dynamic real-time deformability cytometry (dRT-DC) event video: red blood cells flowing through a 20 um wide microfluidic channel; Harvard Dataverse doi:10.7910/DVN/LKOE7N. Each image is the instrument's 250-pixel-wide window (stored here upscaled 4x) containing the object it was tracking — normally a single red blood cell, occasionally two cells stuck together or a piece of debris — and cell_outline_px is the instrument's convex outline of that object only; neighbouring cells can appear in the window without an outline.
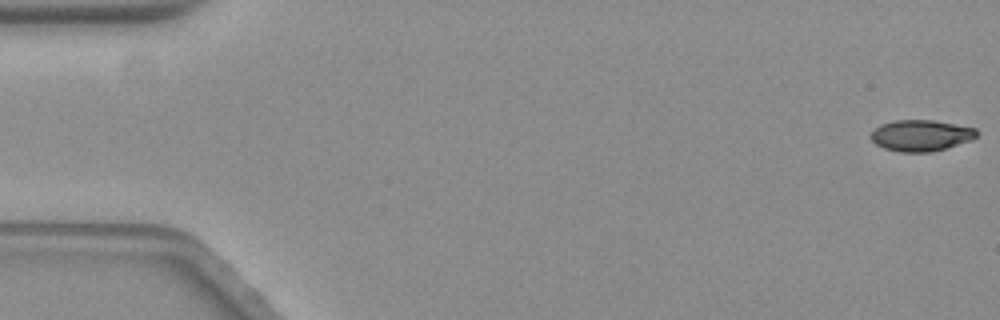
{"species": "common noctule bat (a hibernating species)", "species_latin": "Nyctalus noctula", "temperature_condition": "warm", "stored_images_in_passage": 34, "camera_frame_rate_fps": 3000, "um_per_image_px": 0.085, "animal": {"sex": "female", "body_mass_g": 19.3, "forearm_length_mm": 54.1}, "frame": {"image": 1, "passage_image": 1, "time_ms": 0.0, "image_size_px": [1000, 320], "cell_outline_px": [[976, 136], [972, 140], [932, 152], [900, 152], [884, 148], [876, 144], [872, 140], [872, 132], [880, 124], [896, 120], [932, 120], [976, 128]], "centroid_in_image_um": [78.28, 11.52], "position_along_channel_um": 6.7, "area_um2": 19.07}}
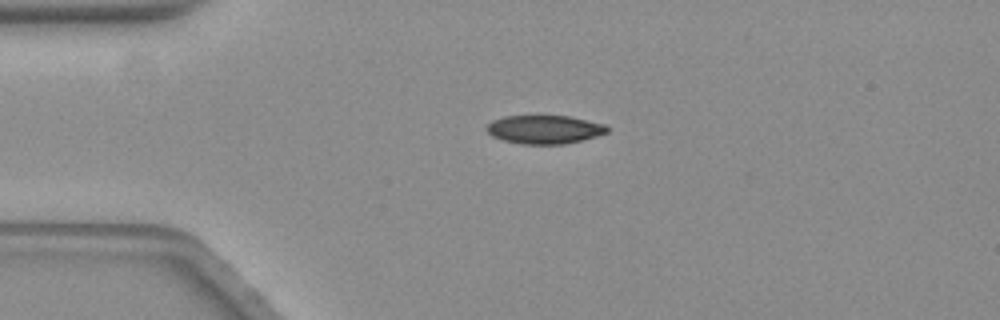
{"frame": {"image": 2, "passage_image": 14, "time_ms": 4.333, "image_size_px": [1000, 320], "cell_outline_px": [[608, 132], [580, 140], [564, 144], [520, 144], [504, 140], [492, 136], [484, 128], [492, 120], [504, 116], [568, 116], [604, 124], [608, 128]], "centroid_in_image_um": [46.22, 11.0], "position_along_channel_um": 38.8, "area_um2": 19.83}}
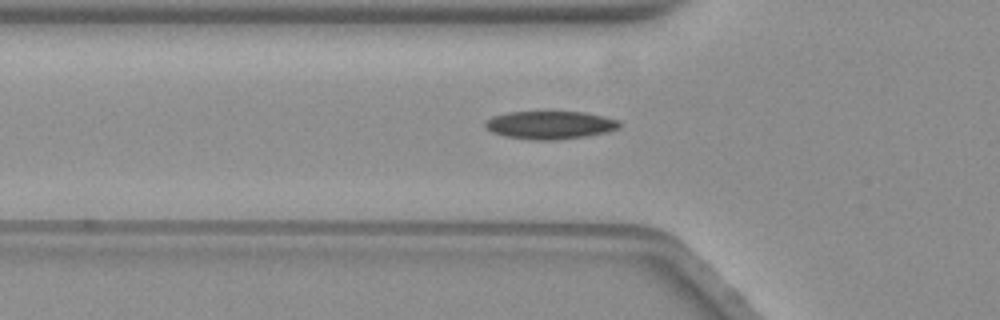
{"frame": {"image": 3, "passage_image": 20, "time_ms": 6.333, "image_size_px": [1000, 320], "cell_outline_px": [[620, 128], [608, 132], [584, 136], [556, 140], [532, 140], [504, 136], [492, 132], [484, 124], [492, 116], [508, 112], [584, 112], [620, 120]], "centroid_in_image_um": [46.77, 10.63], "position_along_channel_um": 79.0, "area_um2": 21.85}}